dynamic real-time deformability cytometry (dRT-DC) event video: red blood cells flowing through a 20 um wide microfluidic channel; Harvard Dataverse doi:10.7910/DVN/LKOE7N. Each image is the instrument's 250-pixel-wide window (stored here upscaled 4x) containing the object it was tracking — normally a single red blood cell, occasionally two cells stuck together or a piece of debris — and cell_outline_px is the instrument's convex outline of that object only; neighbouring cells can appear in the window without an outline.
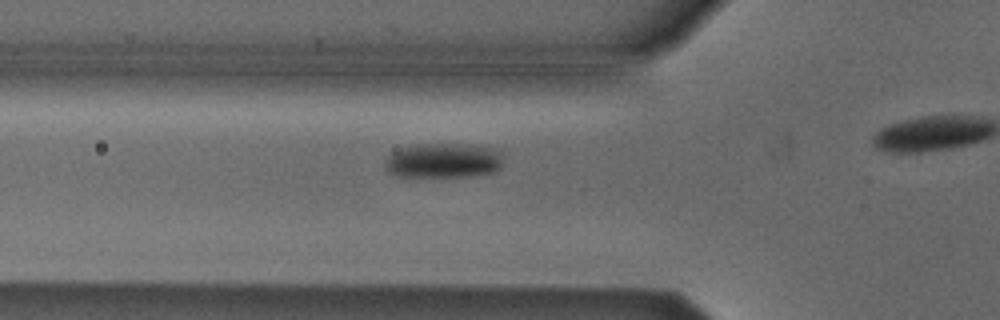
{"species": "Egyptian fruit bat (a non-hibernating species)", "species_latin": "Rousettus aegyptiacus", "temperature_condition": "cold", "stored_images_in_passage": 19, "camera_frame_rate_fps": 3000, "um_per_image_px": 0.085, "animal": {"sex": "male"}, "frame": {"image": 1, "passage_image": 14, "time_ms": 4.333, "image_size_px": [1000, 320], "cell_outline_px": [[500, 168], [492, 172], [468, 176], [396, 176], [388, 172], [384, 168], [384, 160], [392, 152], [400, 148], [416, 144], [472, 144], [492, 148], [500, 152]], "centroid_in_image_um": [37.62, 13.64], "position_along_channel_um": 88.2, "area_um2": 23.93}}